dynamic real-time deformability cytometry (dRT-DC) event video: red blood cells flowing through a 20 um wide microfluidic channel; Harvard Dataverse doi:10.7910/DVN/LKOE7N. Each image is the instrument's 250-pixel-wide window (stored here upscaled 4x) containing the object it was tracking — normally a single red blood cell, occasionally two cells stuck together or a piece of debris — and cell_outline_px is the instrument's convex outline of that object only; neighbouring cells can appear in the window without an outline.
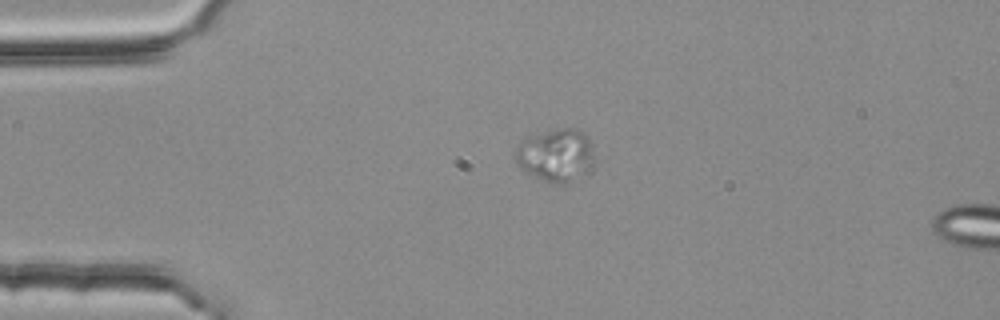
{"species": "common noctule bat (a hibernating species)", "species_latin": "Nyctalus noctula", "temperature_condition": "room temperature", "stored_images_in_passage": 3, "segment_of_instrument_passage": [1, 2], "camera_frame_rate_fps": 3000, "um_per_image_px": 0.085, "animal": {"sex": "female", "body_mass_g": 25.1}, "frame": {"image": 1, "passage_image": 1, "time_ms": 0.0, "image_size_px": [1000, 320], "cell_outline_px": [[592, 160], [568, 180], [560, 184], [552, 184], [540, 180], [520, 168], [512, 152], [516, 144], [520, 140], [528, 136], [560, 128], [576, 128], [584, 132], [588, 136], [592, 144]], "centroid_in_image_um": [47.11, 13.12], "position_along_channel_um": 37.9, "area_um2": 23.7}}